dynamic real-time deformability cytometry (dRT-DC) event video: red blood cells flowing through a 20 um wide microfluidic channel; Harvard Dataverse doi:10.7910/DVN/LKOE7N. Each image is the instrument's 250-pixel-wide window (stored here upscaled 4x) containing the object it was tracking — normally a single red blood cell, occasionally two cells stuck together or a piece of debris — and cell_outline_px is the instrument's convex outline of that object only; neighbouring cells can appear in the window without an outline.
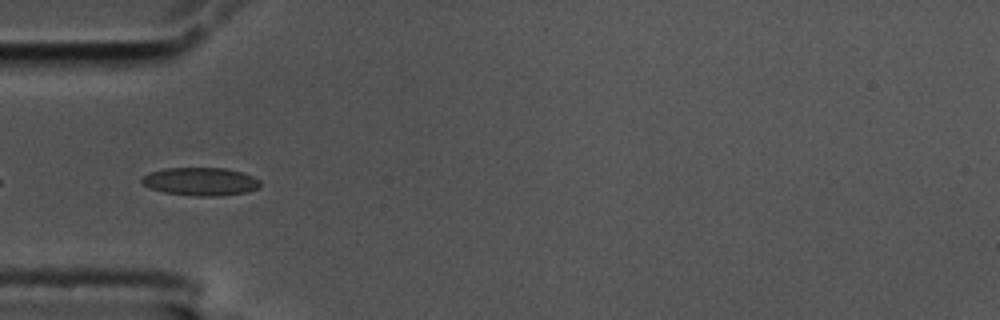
{"species": "common noctule bat (a hibernating species)", "species_latin": "Nyctalus noctula", "temperature_condition": "cold", "stored_images_in_passage": 40, "camera_frame_rate_fps": 3000, "um_per_image_px": 0.085, "animal": {"sex": "male", "body_mass_g": 17.5, "forearm_length_mm": 52.3}, "frame": {"image": 1, "passage_image": 2, "time_ms": 0.333, "image_size_px": [1000, 320], "cell_outline_px": [[260, 188], [248, 192], [220, 196], [196, 196], [164, 192], [152, 188], [144, 184], [140, 180], [144, 176], [152, 172], [164, 168], [224, 168], [244, 172], [260, 180]], "centroid_in_image_um": [17.11, 15.43], "position_along_channel_um": 67.9, "area_um2": 19.36}}
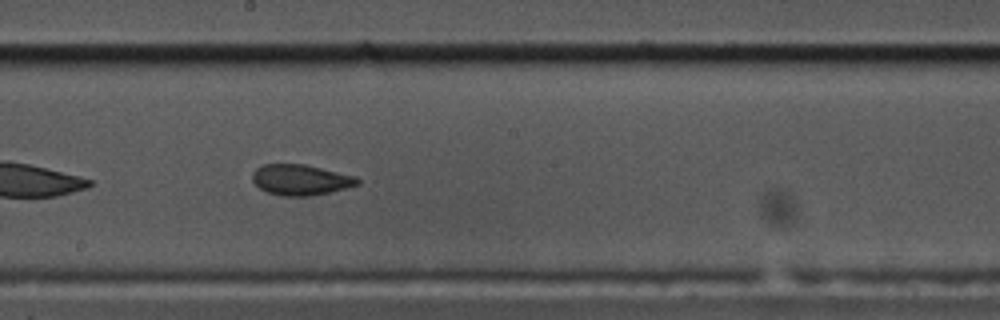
{"frame": {"image": 2, "passage_image": 15, "time_ms": 4.667, "image_size_px": [1000, 320], "cell_outline_px": [[360, 184], [328, 192], [308, 196], [280, 196], [268, 192], [260, 188], [252, 180], [252, 172], [256, 168], [264, 164], [304, 164], [356, 176], [360, 180]], "centroid_in_image_um": [25.54, 15.28], "position_along_channel_um": 222.7, "area_um2": 18.67}}
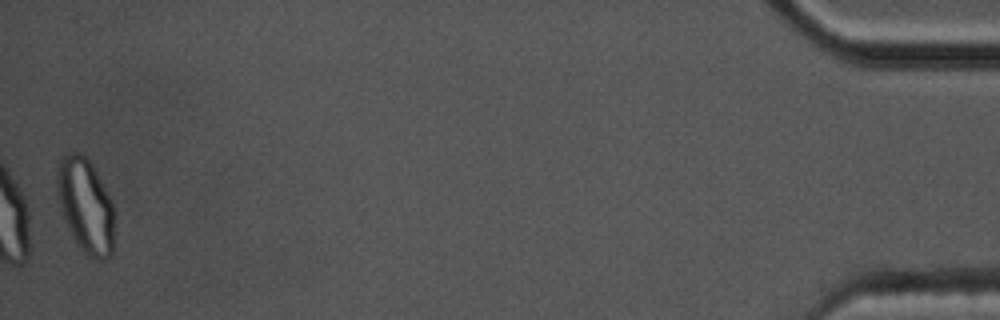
{"frame": {"image": 3, "passage_image": 40, "time_ms": 13.0, "image_size_px": [1000, 320], "cell_outline_px": [[112, 256], [104, 260], [96, 260], [88, 256], [76, 244], [64, 220], [60, 208], [56, 192], [56, 168], [60, 160], [68, 152], [80, 152], [92, 164], [112, 204]], "centroid_in_image_um": [7.22, 17.48], "position_along_channel_um": 428.0, "area_um2": 31.39}, "authors_computed_cell_mechanics": {"area_um2": 19.074, "velocity_mm_per_s": 3.5771, "shape_relaxation_time_tau1_ms": 6.8758, "shape_relaxation_time_tau2_ms": 1.2613, "deformation_change_tau1": 0.1667, "deformation_change_tau2": 0.0707}}